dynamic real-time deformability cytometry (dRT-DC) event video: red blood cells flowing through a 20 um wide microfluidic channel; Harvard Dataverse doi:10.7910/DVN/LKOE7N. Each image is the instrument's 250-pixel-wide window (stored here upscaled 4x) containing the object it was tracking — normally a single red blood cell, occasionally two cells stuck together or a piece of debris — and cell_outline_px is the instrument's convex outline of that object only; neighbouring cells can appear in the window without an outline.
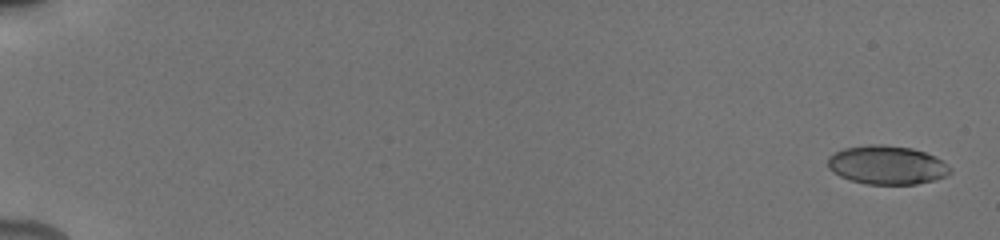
{"species": "human", "species_latin": "Homo sapiens", "temperature_condition": "cold", "stored_images_in_passage": 27, "camera_frame_rate_fps": 3000, "um_per_image_px": 0.085, "donor": {"sex": "male"}, "frame": {"image": 1, "passage_image": 1, "time_ms": 0.0, "image_size_px": [1000, 240], "cell_outline_px": [[952, 172], [948, 176], [936, 180], [916, 184], [864, 184], [840, 176], [832, 172], [828, 168], [828, 156], [844, 148], [868, 144], [884, 144], [912, 148], [936, 156], [948, 164], [952, 168]], "centroid_in_image_um": [75.43, 14.03], "position_along_channel_um": 9.6, "area_um2": 27.98}}
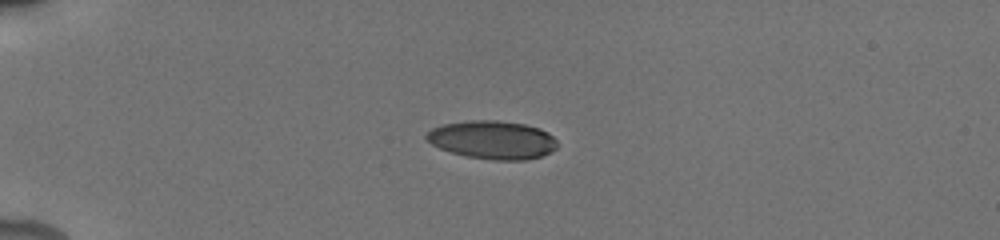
{"frame": {"image": 2, "passage_image": 25, "time_ms": 4.667, "image_size_px": [1000, 240], "cell_outline_px": [[556, 148], [540, 156], [524, 160], [492, 160], [468, 156], [452, 152], [440, 148], [432, 144], [424, 136], [432, 128], [440, 124], [468, 120], [496, 120], [524, 124], [540, 128], [548, 132], [556, 140]], "centroid_in_image_um": [41.84, 11.87], "position_along_channel_um": 43.2, "area_um2": 29.07}}